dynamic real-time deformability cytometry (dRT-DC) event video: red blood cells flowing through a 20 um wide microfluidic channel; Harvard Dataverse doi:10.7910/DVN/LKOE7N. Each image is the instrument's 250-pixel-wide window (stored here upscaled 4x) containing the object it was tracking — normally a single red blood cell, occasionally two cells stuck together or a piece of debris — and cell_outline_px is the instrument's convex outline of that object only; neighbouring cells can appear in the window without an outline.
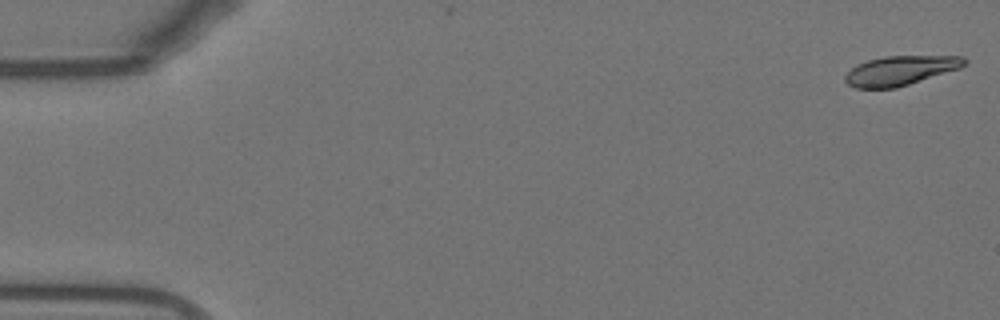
{"species": "Egyptian fruit bat (a non-hibernating species)", "species_latin": "Rousettus aegyptiacus", "temperature_condition": "warm", "stored_images_in_passage": 6, "camera_frame_rate_fps": 3000, "um_per_image_px": 0.085, "animal": {"sex": "female"}, "frame": {"image": 1, "passage_image": 1, "time_ms": 0.0, "image_size_px": [1000, 320], "cell_outline_px": [[968, 60], [960, 68], [896, 88], [856, 88], [848, 84], [844, 80], [844, 76], [856, 64], [868, 60], [884, 56], [964, 56]], "centroid_in_image_um": [76.51, 5.99], "position_along_channel_um": 8.5, "area_um2": 20.35}}